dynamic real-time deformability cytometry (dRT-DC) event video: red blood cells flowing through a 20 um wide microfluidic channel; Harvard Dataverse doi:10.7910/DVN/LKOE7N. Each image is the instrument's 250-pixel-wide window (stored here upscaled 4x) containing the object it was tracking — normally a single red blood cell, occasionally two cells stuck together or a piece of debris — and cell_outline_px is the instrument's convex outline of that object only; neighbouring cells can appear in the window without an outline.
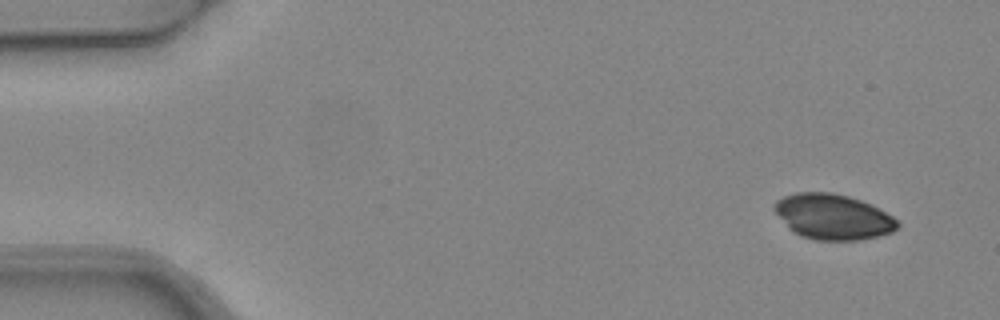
{"species": "common noctule bat (a hibernating species)", "species_latin": "Nyctalus noctula", "temperature_condition": "warm", "stored_images_in_passage": 6, "segment_of_instrument_passage": [2, 2], "camera_frame_rate_fps": 3000, "um_per_image_px": 0.085, "animal": {"sex": "female", "body_mass_g": 24.6, "forearm_length_mm": 56.2}, "frame": {"image": 1, "passage_image": 6, "time_ms": 1.667, "image_size_px": [1000, 320], "cell_outline_px": [[900, 224], [892, 232], [860, 240], [816, 240], [800, 236], [788, 228], [772, 208], [776, 200], [784, 196], [796, 192], [832, 192], [848, 196], [872, 204], [892, 216]], "centroid_in_image_um": [70.77, 18.42], "position_along_channel_um": 14.2, "area_um2": 32.6}}